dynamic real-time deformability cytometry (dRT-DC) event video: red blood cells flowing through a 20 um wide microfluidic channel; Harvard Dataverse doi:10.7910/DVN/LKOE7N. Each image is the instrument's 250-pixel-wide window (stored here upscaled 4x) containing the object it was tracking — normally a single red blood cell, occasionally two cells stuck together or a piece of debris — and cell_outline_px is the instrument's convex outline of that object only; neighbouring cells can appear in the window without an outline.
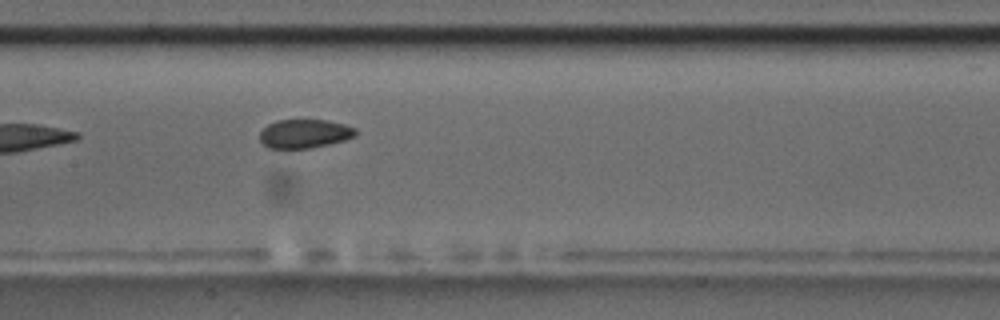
{"species": "common noctule bat (a hibernating species)", "species_latin": "Nyctalus noctula", "temperature_condition": "room temperature", "stored_images_in_passage": 8, "camera_frame_rate_fps": 3000, "um_per_image_px": 0.085, "animal": {"sex": "male", "body_mass_g": 17.5, "forearm_length_mm": 52.3}, "frame": {"image": 1, "passage_image": 8, "time_ms": 9.0, "image_size_px": [1000, 320], "cell_outline_px": [[356, 136], [344, 140], [328, 144], [308, 148], [268, 148], [260, 140], [260, 132], [268, 124], [276, 120], [324, 120], [344, 124], [356, 128]], "centroid_in_image_um": [25.88, 11.36], "position_along_channel_um": 181.5, "area_um2": 15.95}}